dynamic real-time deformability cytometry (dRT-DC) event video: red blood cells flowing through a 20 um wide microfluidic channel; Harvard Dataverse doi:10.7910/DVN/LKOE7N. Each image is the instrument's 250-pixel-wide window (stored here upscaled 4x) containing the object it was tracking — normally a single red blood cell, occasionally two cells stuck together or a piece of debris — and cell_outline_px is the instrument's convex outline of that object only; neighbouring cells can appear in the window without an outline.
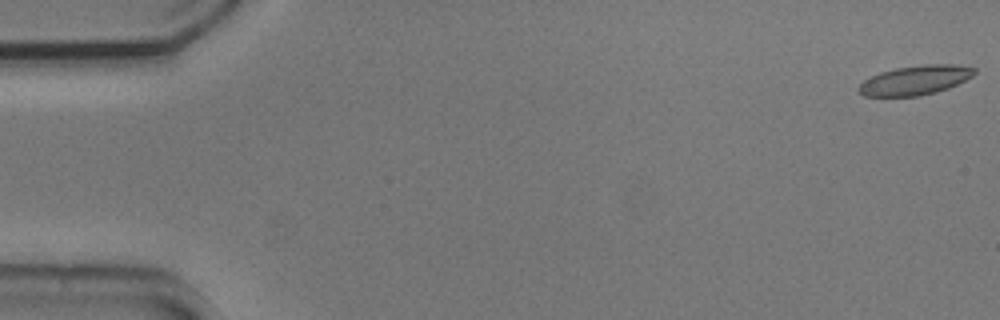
{"species": "common noctule bat (a hibernating species)", "species_latin": "Nyctalus noctula", "temperature_condition": "cold", "stored_images_in_passage": 57, "camera_frame_rate_fps": 3000, "um_per_image_px": 0.085, "animal": {"sex": "male", "body_mass_g": 20.5, "forearm_length_mm": 52.5}, "frame": {"image": 1, "passage_image": 1, "time_ms": 0.0, "image_size_px": [1000, 320], "cell_outline_px": [[976, 72], [972, 76], [948, 88], [936, 92], [920, 96], [864, 96], [856, 88], [864, 80], [880, 72], [896, 68], [924, 64], [960, 64], [976, 68]], "centroid_in_image_um": [77.8, 6.81], "position_along_channel_um": 7.2, "area_um2": 19.83}}
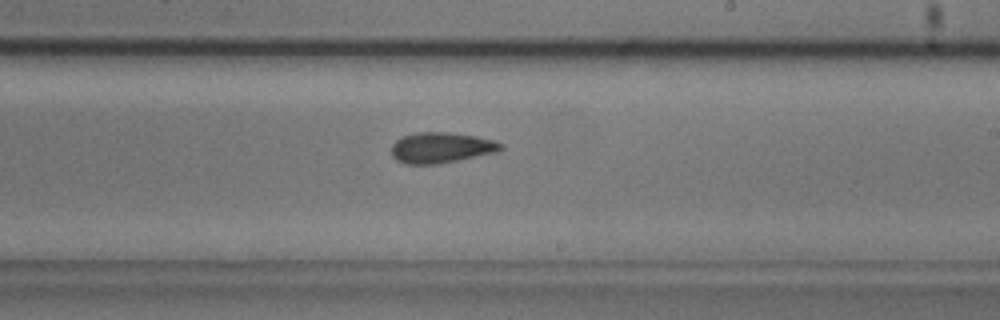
{"frame": {"image": 2, "passage_image": 34, "time_ms": 11.0, "image_size_px": [1000, 320], "cell_outline_px": [[504, 148], [500, 152], [436, 164], [404, 164], [396, 160], [392, 156], [392, 144], [396, 140], [404, 136], [416, 132], [448, 132], [476, 136], [496, 140], [504, 144]], "centroid_in_image_um": [37.55, 12.55], "position_along_channel_um": 251.5, "area_um2": 19.77}}
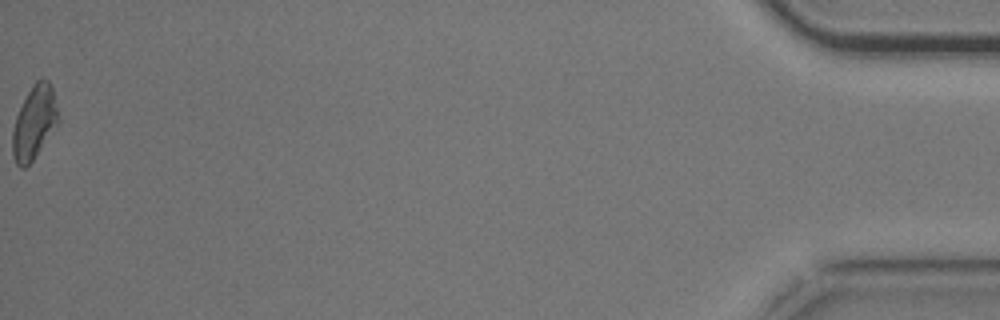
{"frame": {"image": 3, "passage_image": 57, "time_ms": 18.667, "image_size_px": [1000, 320], "cell_outline_px": [[60, 120], [32, 160], [24, 168], [20, 168], [16, 164], [12, 156], [12, 132], [16, 116], [32, 84], [40, 76], [44, 76], [48, 80], [52, 88], [60, 116]], "centroid_in_image_um": [2.91, 10.37], "position_along_channel_um": 432.3, "area_um2": 19.54}, "authors_computed_cell_mechanics": {"area_um2": 19.652, "velocity_mm_per_s": 3.6809, "shape_relaxation_time_tau1_ms": 7.6666, "shape_relaxation_time_tau2_ms": 3.5359, "deformation_change_tau1": 0.1278, "deformation_change_tau2": 0.097}}